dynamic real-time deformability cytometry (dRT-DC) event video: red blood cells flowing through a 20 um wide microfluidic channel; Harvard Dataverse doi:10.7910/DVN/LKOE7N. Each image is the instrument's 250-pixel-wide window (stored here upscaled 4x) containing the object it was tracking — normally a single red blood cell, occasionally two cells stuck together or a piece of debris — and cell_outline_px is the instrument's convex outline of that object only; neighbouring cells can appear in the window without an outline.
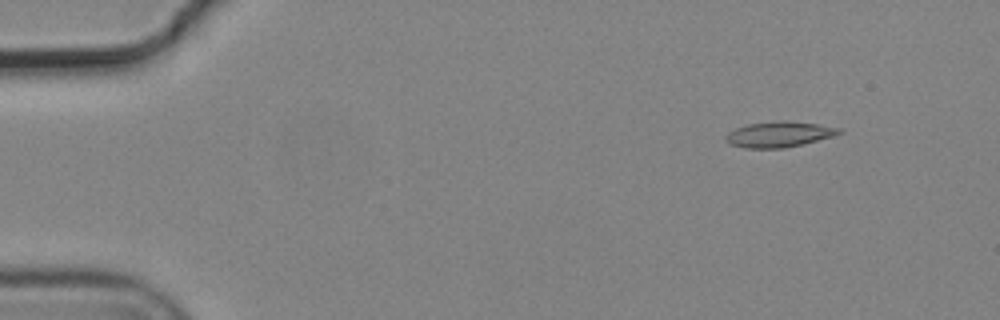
{"species": "common noctule bat (a hibernating species)", "species_latin": "Nyctalus noctula", "temperature_condition": "cold", "stored_images_in_passage": 3, "camera_frame_rate_fps": 3000, "um_per_image_px": 0.085, "animal": {"sex": "male", "body_mass_g": 19.2, "forearm_length_mm": 51.8}, "frame": {"image": 1, "passage_image": 1, "time_ms": 0.0, "image_size_px": [1000, 320], "cell_outline_px": [[844, 132], [832, 136], [804, 144], [784, 148], [744, 148], [732, 144], [724, 140], [724, 136], [728, 132], [736, 128], [748, 124], [776, 120], [784, 120], [816, 124], [840, 128]], "centroid_in_image_um": [66.2, 11.41], "position_along_channel_um": 18.8, "area_um2": 16.94}}